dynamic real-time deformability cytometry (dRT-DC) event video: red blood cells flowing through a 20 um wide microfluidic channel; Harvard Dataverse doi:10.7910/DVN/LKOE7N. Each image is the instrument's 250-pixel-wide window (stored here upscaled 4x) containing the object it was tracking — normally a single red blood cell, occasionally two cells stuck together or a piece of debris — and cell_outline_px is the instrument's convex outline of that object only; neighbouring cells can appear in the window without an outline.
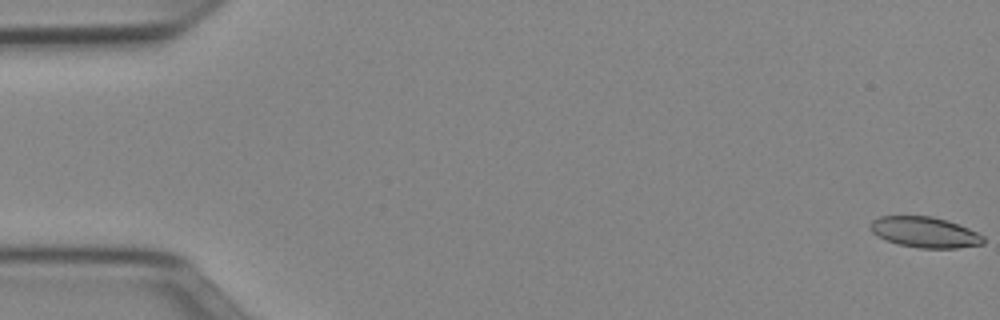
{"species": "Egyptian fruit bat (a non-hibernating species)", "species_latin": "Rousettus aegyptiacus", "temperature_condition": "cold", "stored_images_in_passage": 52, "camera_frame_rate_fps": 3000, "um_per_image_px": 0.085, "animal": {"sex": "female"}, "frame": {"image": 1, "passage_image": 1, "time_ms": 0.0, "image_size_px": [1000, 320], "cell_outline_px": [[984, 244], [956, 248], [920, 248], [896, 244], [876, 236], [868, 228], [868, 224], [872, 220], [880, 216], [932, 216], [968, 228], [984, 236]], "centroid_in_image_um": [78.55, 19.74], "position_along_channel_um": 6.5, "area_um2": 20.29}}
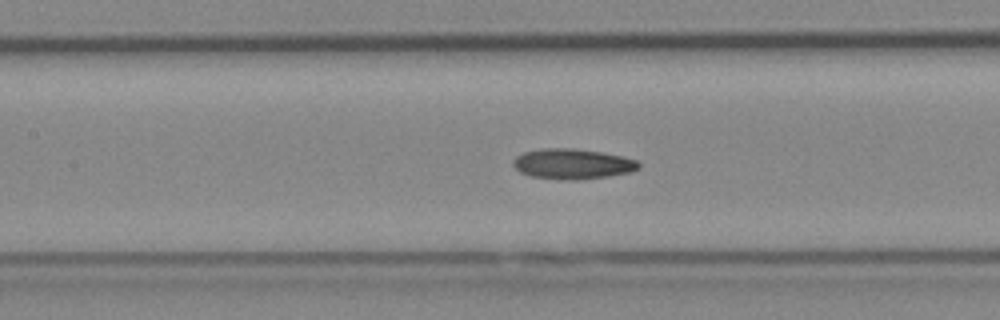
{"frame": {"image": 2, "passage_image": 24, "time_ms": 7.667, "image_size_px": [1000, 320], "cell_outline_px": [[640, 168], [632, 172], [608, 176], [576, 180], [564, 180], [528, 176], [520, 172], [512, 164], [512, 160], [516, 156], [524, 152], [540, 148], [572, 148], [600, 152], [624, 156], [636, 160], [640, 164]], "centroid_in_image_um": [48.65, 13.93], "position_along_channel_um": 158.8, "area_um2": 22.37}}
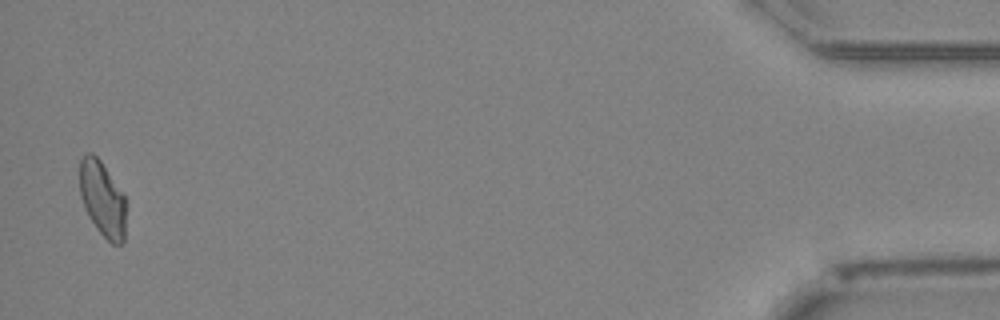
{"frame": {"image": 3, "passage_image": 51, "time_ms": 16.667, "image_size_px": [1000, 320], "cell_outline_px": [[124, 244], [112, 244], [100, 232], [88, 216], [84, 208], [80, 196], [80, 160], [88, 152], [92, 152], [100, 160], [124, 196]], "centroid_in_image_um": [8.68, 16.91], "position_along_channel_um": 426.5, "area_um2": 19.88}, "authors_computed_cell_mechanics": {"area_um2": 21.097, "velocity_mm_per_s": 3.9663, "shape_relaxation_time_tau1_ms": 8.9599, "shape_relaxation_time_tau2_ms": 8.5723, "deformation_change_tau1": 0.1937, "deformation_change_tau2": 0.153}}